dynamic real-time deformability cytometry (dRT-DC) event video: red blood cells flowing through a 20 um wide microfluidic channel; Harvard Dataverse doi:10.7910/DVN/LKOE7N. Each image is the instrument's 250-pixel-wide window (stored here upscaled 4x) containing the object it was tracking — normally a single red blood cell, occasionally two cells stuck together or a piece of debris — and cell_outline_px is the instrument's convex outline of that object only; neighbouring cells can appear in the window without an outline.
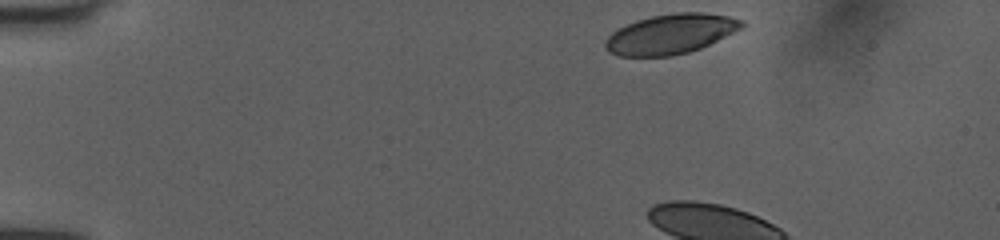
{"species": "human", "species_latin": "Homo sapiens", "temperature_condition": "room temperature", "stored_images_in_passage": 5, "camera_frame_rate_fps": 3000, "um_per_image_px": 0.085, "donor": {"sex": "female"}, "frame": {"image": 1, "passage_image": 1, "time_ms": 0.0, "image_size_px": [1000, 240], "cell_outline_px": [[744, 28], [700, 48], [688, 52], [672, 56], [620, 56], [608, 52], [604, 48], [604, 40], [612, 32], [636, 20], [652, 16], [676, 12], [700, 12], [728, 16], [744, 20]], "centroid_in_image_um": [57.01, 2.89], "position_along_channel_um": 28.0, "area_um2": 31.73}}